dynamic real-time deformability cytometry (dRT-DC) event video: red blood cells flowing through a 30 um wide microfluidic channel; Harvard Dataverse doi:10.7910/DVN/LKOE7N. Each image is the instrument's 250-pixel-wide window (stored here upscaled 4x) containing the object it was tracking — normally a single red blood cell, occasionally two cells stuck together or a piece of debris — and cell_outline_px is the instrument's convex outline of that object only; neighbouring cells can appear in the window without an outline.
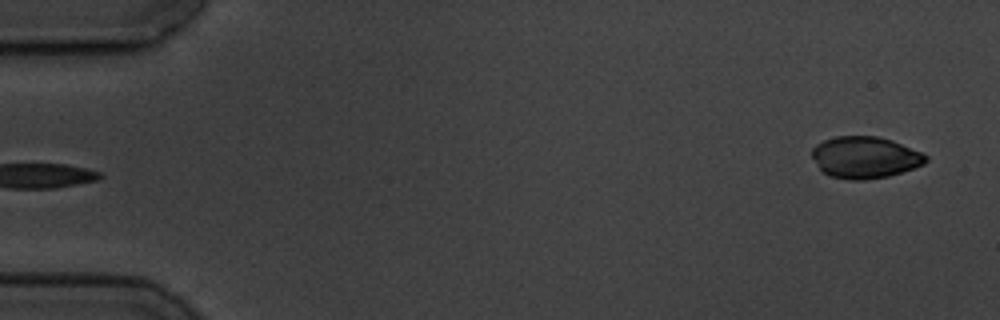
{"species": "common noctule bat (a hibernating species)", "species_latin": "Nyctalus noctula", "temperature_condition": "cold", "stored_images_in_passage": 4, "camera_frame_rate_fps": 3000, "um_per_image_px": 0.085, "animal": {"sex": "male", "body_mass_g": 19.5, "forearm_length_mm": 54.6}, "frame": {"image": 1, "passage_image": 4, "time_ms": 3.333, "image_size_px": [1000, 320], "cell_outline_px": [[928, 160], [924, 164], [888, 176], [864, 180], [848, 180], [832, 176], [824, 172], [820, 168], [812, 156], [812, 148], [816, 144], [824, 140], [836, 136], [876, 136], [892, 140], [920, 152], [928, 156]], "centroid_in_image_um": [73.51, 13.37], "position_along_channel_um": 11.5, "area_um2": 27.4}}